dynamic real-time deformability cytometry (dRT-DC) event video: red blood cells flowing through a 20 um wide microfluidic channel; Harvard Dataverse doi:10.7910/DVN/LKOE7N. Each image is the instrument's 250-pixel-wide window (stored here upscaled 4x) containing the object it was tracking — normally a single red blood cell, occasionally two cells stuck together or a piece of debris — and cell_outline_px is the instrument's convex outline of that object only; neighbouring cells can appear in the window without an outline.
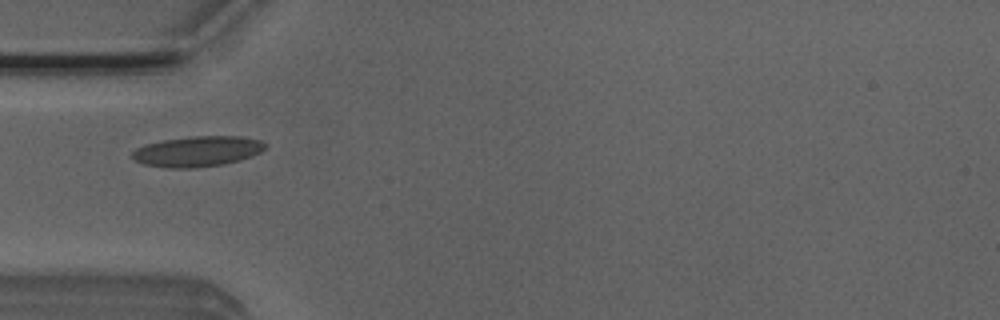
{"species": "Egyptian fruit bat (a non-hibernating species)", "species_latin": "Rousettus aegyptiacus", "temperature_condition": "room temperature", "stored_images_in_passage": 3, "camera_frame_rate_fps": 3000, "um_per_image_px": 0.085, "animal": {"sex": "male"}, "frame": {"image": 1, "passage_image": 1, "time_ms": 0.0, "image_size_px": [1000, 320], "cell_outline_px": [[268, 148], [252, 156], [240, 160], [224, 164], [196, 168], [168, 168], [144, 164], [136, 160], [132, 156], [132, 152], [136, 148], [144, 144], [160, 140], [192, 136], [244, 136], [260, 140], [268, 144]], "centroid_in_image_um": [16.82, 12.86], "position_along_channel_um": 68.2, "area_um2": 23.93}}